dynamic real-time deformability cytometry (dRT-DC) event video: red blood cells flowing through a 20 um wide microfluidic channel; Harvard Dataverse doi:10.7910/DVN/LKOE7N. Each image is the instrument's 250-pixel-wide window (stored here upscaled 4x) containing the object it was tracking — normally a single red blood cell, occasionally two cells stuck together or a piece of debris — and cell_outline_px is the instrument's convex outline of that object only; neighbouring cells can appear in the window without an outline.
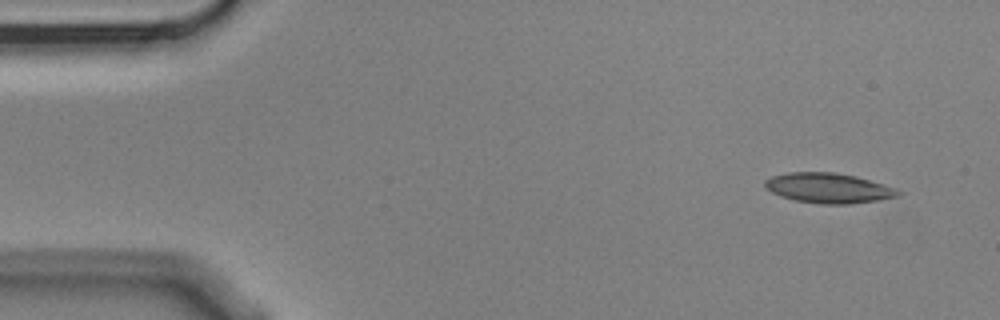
{"species": "Egyptian fruit bat (a non-hibernating species)", "species_latin": "Rousettus aegyptiacus", "temperature_condition": "cold", "stored_images_in_passage": 4, "camera_frame_rate_fps": 3000, "um_per_image_px": 0.085, "animal": {"sex": "male"}, "frame": {"image": 1, "passage_image": 1, "time_ms": 0.0, "image_size_px": [1000, 320], "cell_outline_px": [[904, 192], [900, 196], [880, 200], [848, 204], [820, 204], [796, 200], [780, 196], [764, 188], [764, 180], [772, 176], [788, 172], [836, 172], [856, 176], [896, 188]], "centroid_in_image_um": [70.44, 15.98], "position_along_channel_um": 14.6, "area_um2": 23.52}}
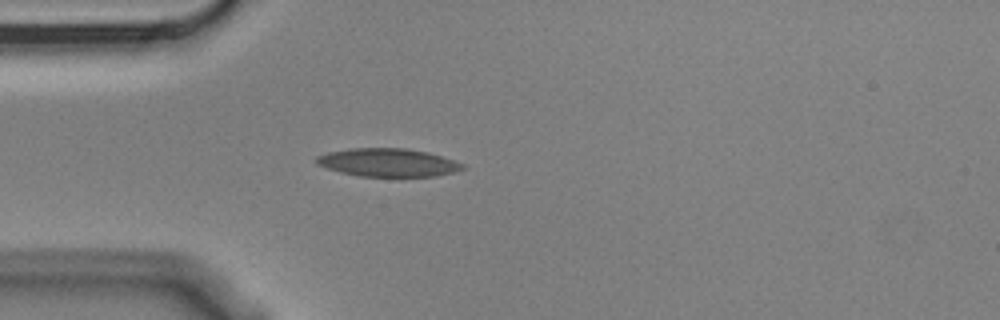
{"frame": {"image": 2, "passage_image": 4, "time_ms": 1.0, "image_size_px": [1000, 320], "cell_outline_px": [[468, 168], [456, 172], [436, 176], [360, 176], [340, 172], [316, 164], [316, 156], [328, 152], [348, 148], [408, 148], [428, 152], [464, 164]], "centroid_in_image_um": [32.99, 13.81], "position_along_channel_um": 52.0, "area_um2": 24.04}}